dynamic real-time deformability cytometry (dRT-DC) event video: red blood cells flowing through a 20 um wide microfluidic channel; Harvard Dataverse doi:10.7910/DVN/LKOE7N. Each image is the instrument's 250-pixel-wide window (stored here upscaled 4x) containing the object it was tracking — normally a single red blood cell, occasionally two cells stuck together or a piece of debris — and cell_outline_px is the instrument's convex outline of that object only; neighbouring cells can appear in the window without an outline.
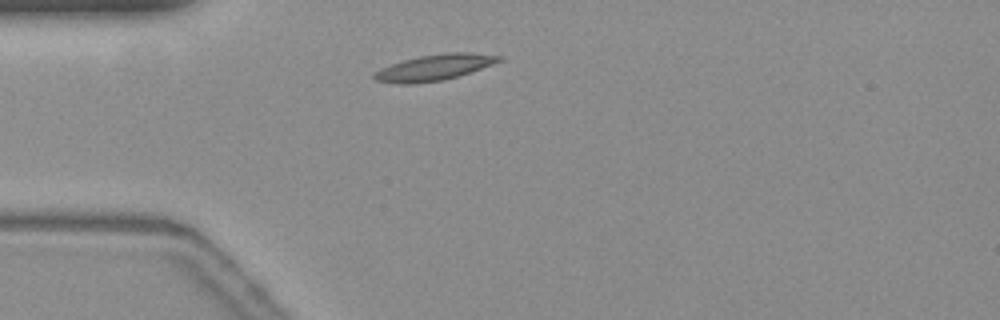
{"species": "common noctule bat (a hibernating species)", "species_latin": "Nyctalus noctula", "temperature_condition": "warm", "stored_images_in_passage": 42, "camera_frame_rate_fps": 3000, "um_per_image_px": 0.085, "animal": {"sex": "female", "body_mass_g": 19.3, "forearm_length_mm": 54.1}, "frame": {"image": 1, "passage_image": 1, "time_ms": 0.0, "image_size_px": [1000, 320], "cell_outline_px": [[504, 60], [444, 80], [412, 84], [396, 84], [372, 80], [372, 72], [380, 68], [404, 60], [420, 56], [444, 52], [468, 52], [504, 56]], "centroid_in_image_um": [36.86, 5.74], "position_along_channel_um": 48.1, "area_um2": 18.96}}
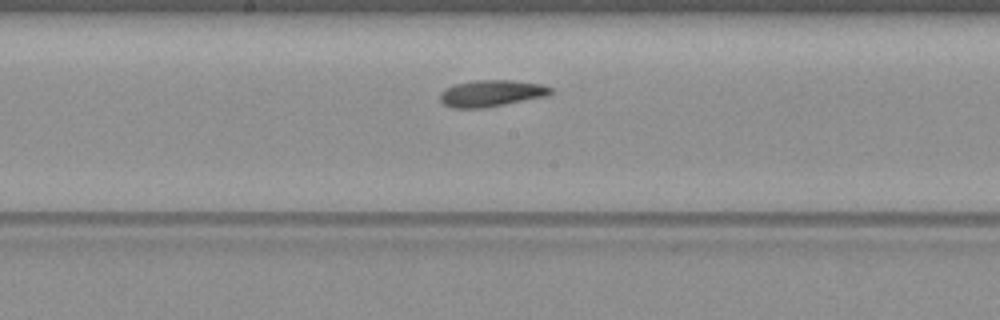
{"frame": {"image": 2, "passage_image": 15, "time_ms": 4.667, "image_size_px": [1000, 320], "cell_outline_px": [[556, 92], [548, 96], [484, 108], [452, 108], [444, 104], [440, 100], [440, 92], [444, 88], [456, 84], [476, 80], [516, 80], [540, 84], [552, 88]], "centroid_in_image_um": [41.79, 7.93], "position_along_channel_um": 206.4, "area_um2": 17.34}}
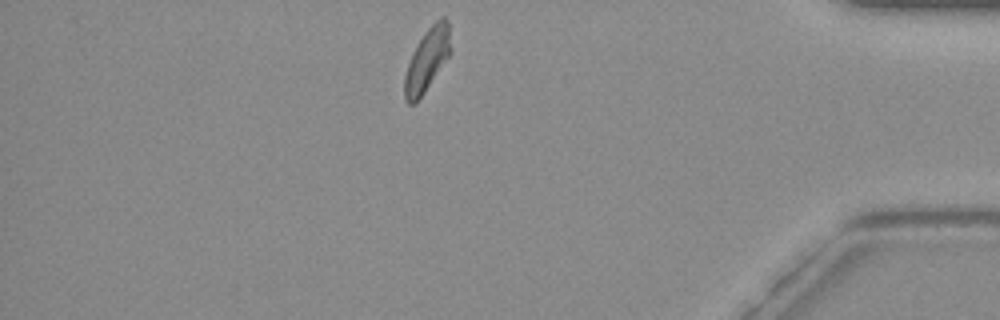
{"frame": {"image": 3, "passage_image": 34, "time_ms": 11.0, "image_size_px": [1000, 320], "cell_outline_px": [[448, 56], [424, 92], [412, 104], [408, 104], [404, 100], [404, 76], [412, 52], [424, 32], [440, 16], [444, 16], [448, 20]], "centroid_in_image_um": [36.24, 5.08], "position_along_channel_um": 399.0, "area_um2": 16.18}, "authors_computed_cell_mechanics": {"area_um2": 17.0799, "velocity_mm_per_s": 3.6751, "shape_relaxation_time_tau1_ms": 4.6108, "shape_relaxation_time_tau2_ms": 7.2879, "deformation_change_tau1": 0.1468, "deformation_change_tau2": 0.15}}